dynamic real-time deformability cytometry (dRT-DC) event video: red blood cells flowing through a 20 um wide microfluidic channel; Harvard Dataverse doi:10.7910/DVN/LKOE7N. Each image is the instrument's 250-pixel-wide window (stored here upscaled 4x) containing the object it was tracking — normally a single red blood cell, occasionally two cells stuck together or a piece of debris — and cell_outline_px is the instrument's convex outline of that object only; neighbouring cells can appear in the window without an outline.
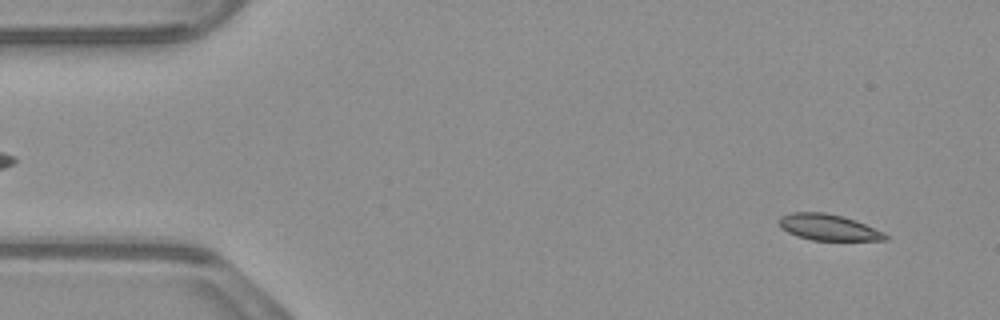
{"species": "common noctule bat (a hibernating species)", "species_latin": "Nyctalus noctula", "temperature_condition": "warm", "stored_images_in_passage": 53, "camera_frame_rate_fps": 3000, "um_per_image_px": 0.085, "animal": {"sex": "male", "body_mass_g": 23.1, "forearm_length_mm": 52.7}, "frame": {"image": 1, "passage_image": 3, "time_ms": 0.667, "image_size_px": [1000, 320], "cell_outline_px": [[888, 240], [812, 240], [796, 236], [780, 228], [776, 220], [780, 216], [792, 212], [824, 212], [844, 216], [856, 220], [884, 232], [888, 236]], "centroid_in_image_um": [70.37, 19.31], "position_along_channel_um": 14.6, "area_um2": 16.42}}
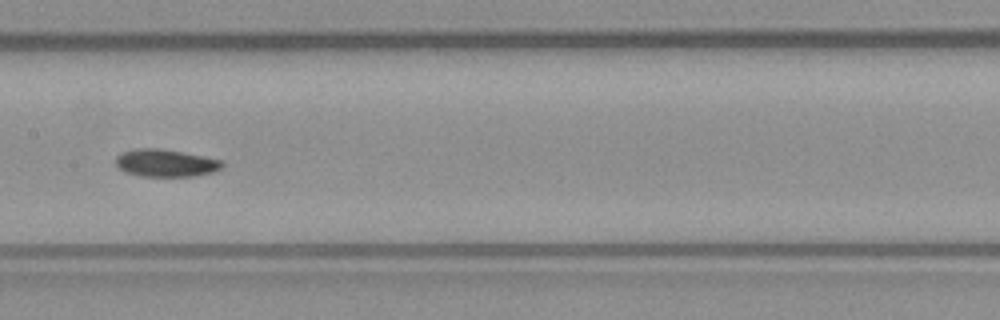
{"frame": {"image": 2, "passage_image": 25, "time_ms": 8.0, "image_size_px": [1000, 320], "cell_outline_px": [[224, 164], [220, 168], [212, 172], [192, 176], [140, 176], [124, 172], [116, 164], [116, 156], [120, 152], [136, 148], [160, 148], [184, 152], [224, 160]], "centroid_in_image_um": [14.07, 13.84], "position_along_channel_um": 193.3, "area_um2": 17.17}}
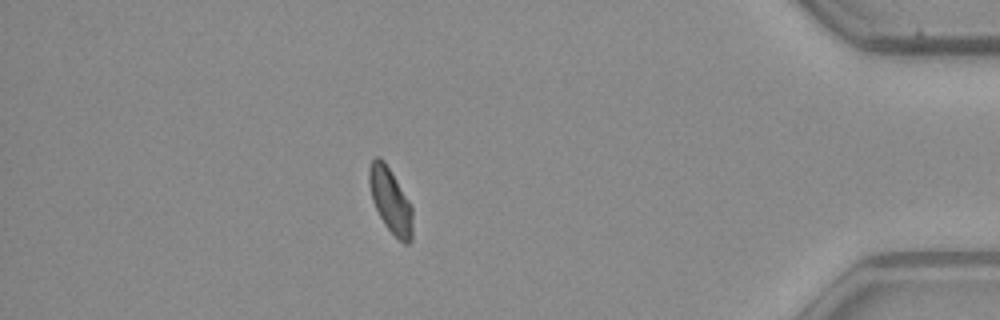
{"frame": {"image": 3, "passage_image": 45, "time_ms": 14.667, "image_size_px": [1000, 320], "cell_outline_px": [[412, 240], [408, 244], [404, 244], [384, 224], [372, 200], [368, 180], [368, 168], [372, 160], [376, 156], [380, 156], [384, 160], [408, 200], [412, 208]], "centroid_in_image_um": [33.17, 17.03], "position_along_channel_um": 402.0, "area_um2": 16.24}, "authors_computed_cell_mechanics": {"area_um2": 16.7042, "velocity_mm_per_s": 3.8788, "shape_relaxation_time_tau1_ms": 3.7291, "shape_relaxation_time_tau2_ms": null, "deformation_change_tau1": 0.0969, "deformation_change_tau2": null}}